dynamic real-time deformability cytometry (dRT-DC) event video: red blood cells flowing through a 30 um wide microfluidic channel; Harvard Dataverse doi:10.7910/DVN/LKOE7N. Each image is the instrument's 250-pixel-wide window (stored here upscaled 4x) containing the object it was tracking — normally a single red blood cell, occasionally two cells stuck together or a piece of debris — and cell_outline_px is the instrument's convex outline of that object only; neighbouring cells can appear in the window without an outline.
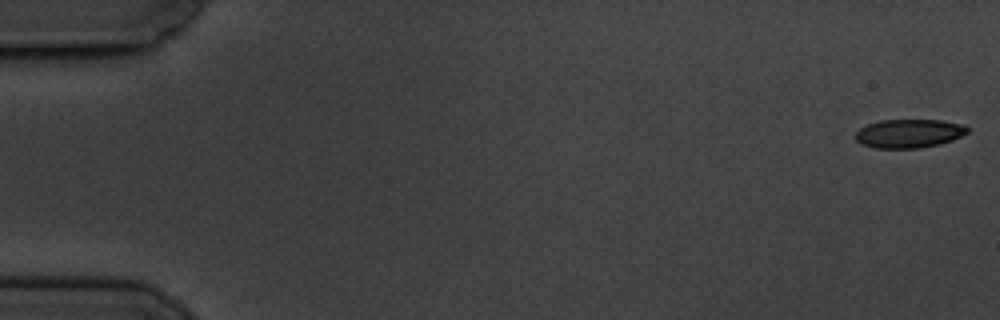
{"species": "common noctule bat (a hibernating species)", "species_latin": "Nyctalus noctula", "temperature_condition": "cold", "stored_images_in_passage": 58, "camera_frame_rate_fps": 3000, "um_per_image_px": 0.085, "animal": {"sex": "male", "body_mass_g": 19.5, "forearm_length_mm": 54.6}, "frame": {"image": 1, "passage_image": 1, "time_ms": 0.0, "image_size_px": [1000, 320], "cell_outline_px": [[968, 132], [952, 140], [940, 144], [920, 148], [876, 148], [860, 144], [856, 140], [856, 132], [860, 128], [868, 124], [880, 120], [940, 120], [964, 124], [968, 128]], "centroid_in_image_um": [77.26, 11.34], "position_along_channel_um": 7.7, "area_um2": 18.73}}
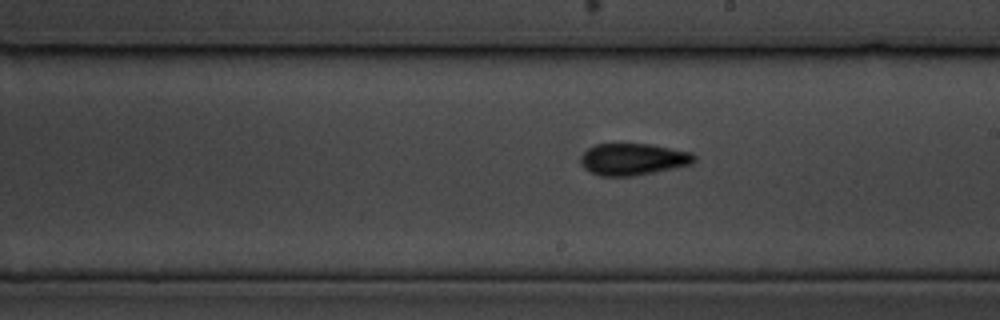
{"frame": {"image": 2, "passage_image": 33, "time_ms": 10.667, "image_size_px": [1000, 320], "cell_outline_px": [[696, 160], [692, 164], [632, 176], [600, 176], [584, 168], [580, 160], [580, 156], [588, 148], [596, 144], [652, 144], [692, 152], [696, 156]], "centroid_in_image_um": [53.82, 13.52], "position_along_channel_um": 235.2, "area_um2": 20.98}}
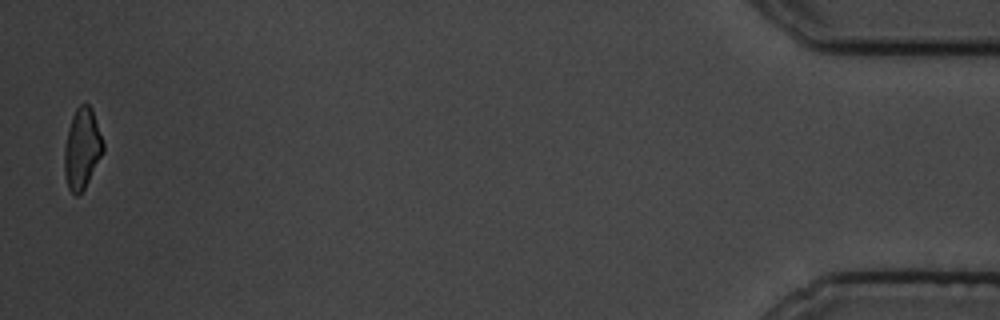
{"frame": {"image": 3, "passage_image": 57, "time_ms": 18.667, "image_size_px": [1000, 320], "cell_outline_px": [[104, 152], [84, 188], [76, 196], [68, 188], [64, 172], [64, 148], [68, 128], [72, 116], [76, 108], [80, 104], [88, 104], [92, 108], [104, 140]], "centroid_in_image_um": [6.98, 12.6], "position_along_channel_um": 428.2, "area_um2": 18.32}, "authors_computed_cell_mechanics": {"area_um2": 19.8832, "velocity_mm_per_s": 3.506, "shape_relaxation_time_tau1_ms": 3.9704, "shape_relaxation_time_tau2_ms": 2.433, "deformation_change_tau1": 0.1399, "deformation_change_tau2": 0.0895}}